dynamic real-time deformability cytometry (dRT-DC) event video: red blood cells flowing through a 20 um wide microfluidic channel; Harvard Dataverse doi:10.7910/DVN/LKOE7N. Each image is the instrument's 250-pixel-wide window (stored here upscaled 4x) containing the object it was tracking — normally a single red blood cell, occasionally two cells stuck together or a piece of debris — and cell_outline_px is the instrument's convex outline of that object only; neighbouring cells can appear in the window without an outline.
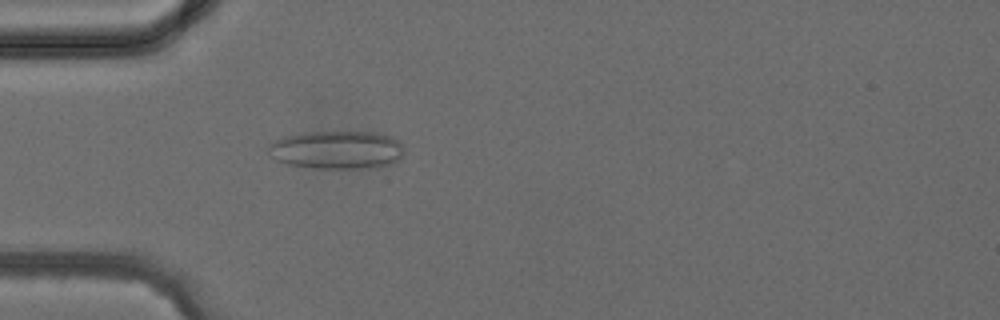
{"species": "common noctule bat (a hibernating species)", "species_latin": "Nyctalus noctula", "temperature_condition": "cold", "stored_images_in_passage": 1, "camera_frame_rate_fps": 3000, "um_per_image_px": 0.085, "animal": {"sex": "female", "body_mass_g": 24.6, "forearm_length_mm": 56.2}, "frame": {"image": 1, "passage_image": 1, "time_ms": 0.0, "image_size_px": [1000, 320], "cell_outline_px": [[404, 152], [400, 160], [392, 164], [372, 168], [312, 168], [288, 164], [276, 160], [268, 156], [268, 144], [272, 140], [280, 136], [304, 132], [380, 132], [392, 136], [400, 140], [404, 148]], "centroid_in_image_um": [28.63, 12.73], "position_along_channel_um": 56.4, "area_um2": 31.1}}